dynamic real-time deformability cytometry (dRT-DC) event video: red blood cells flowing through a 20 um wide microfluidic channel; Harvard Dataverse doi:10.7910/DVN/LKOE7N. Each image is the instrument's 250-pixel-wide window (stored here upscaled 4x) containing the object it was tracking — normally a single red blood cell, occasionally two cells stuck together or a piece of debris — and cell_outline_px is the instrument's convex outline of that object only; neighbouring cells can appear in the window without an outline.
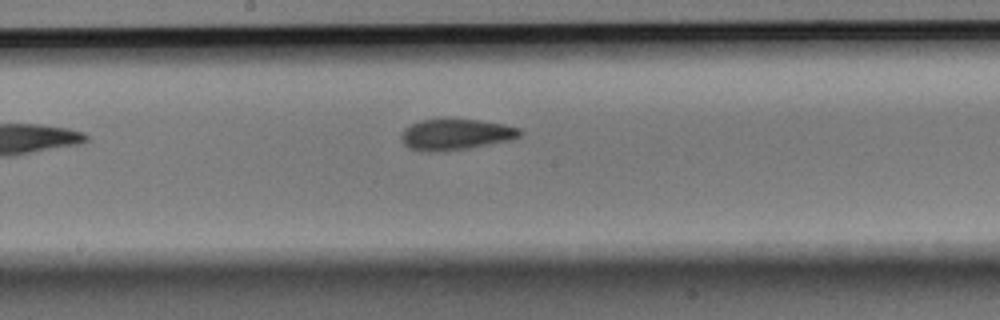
{"species": "Egyptian fruit bat (a non-hibernating species)", "species_latin": "Rousettus aegyptiacus", "temperature_condition": "room temperature", "stored_images_in_passage": 6, "camera_frame_rate_fps": 3000, "um_per_image_px": 0.085, "animal": {"sex": "male"}, "frame": {"image": 1, "passage_image": 6, "time_ms": 1.667, "image_size_px": [1000, 320], "cell_outline_px": [[524, 132], [520, 136], [512, 140], [468, 148], [436, 152], [424, 152], [408, 148], [404, 144], [400, 136], [404, 128], [420, 120], [476, 120], [504, 124], [520, 128]], "centroid_in_image_um": [38.74, 11.45], "position_along_channel_um": 209.5, "area_um2": 21.39}}